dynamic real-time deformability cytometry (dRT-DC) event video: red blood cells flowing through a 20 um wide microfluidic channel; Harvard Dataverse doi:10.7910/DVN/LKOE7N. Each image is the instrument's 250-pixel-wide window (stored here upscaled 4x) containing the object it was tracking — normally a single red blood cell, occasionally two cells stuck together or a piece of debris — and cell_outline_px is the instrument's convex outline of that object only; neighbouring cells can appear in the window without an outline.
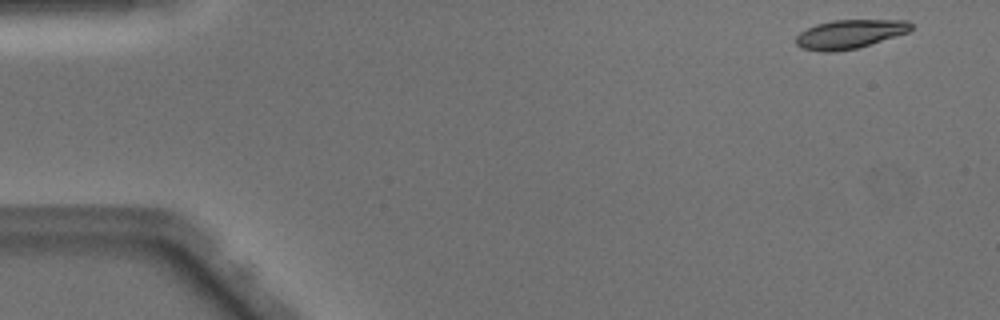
{"species": "Egyptian fruit bat (a non-hibernating species)", "species_latin": "Rousettus aegyptiacus", "temperature_condition": "warm", "stored_images_in_passage": 47, "camera_frame_rate_fps": 3000, "um_per_image_px": 0.085, "animal": {"sex": "male"}, "frame": {"image": 1, "passage_image": 1, "time_ms": 0.0, "image_size_px": [1000, 320], "cell_outline_px": [[912, 28], [908, 32], [856, 48], [836, 52], [820, 52], [800, 48], [796, 44], [796, 36], [800, 32], [816, 24], [832, 20], [908, 20], [912, 24]], "centroid_in_image_um": [72.18, 2.9], "position_along_channel_um": 12.8, "area_um2": 19.31}}
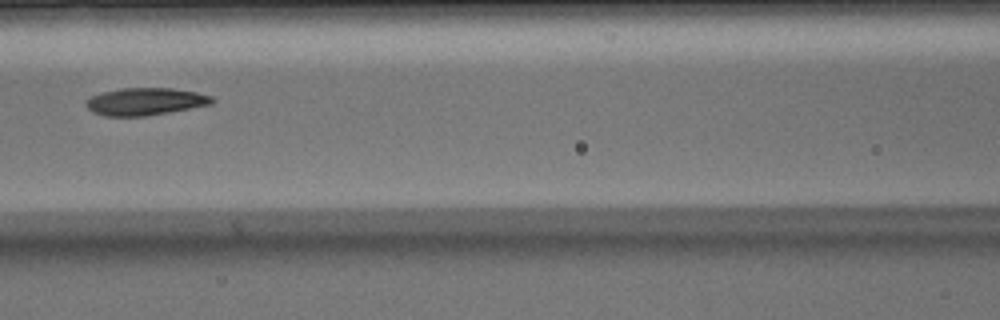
{"frame": {"image": 2, "passage_image": 20, "time_ms": 6.333, "image_size_px": [1000, 320], "cell_outline_px": [[216, 100], [212, 104], [168, 112], [144, 116], [104, 116], [92, 112], [84, 104], [84, 100], [92, 96], [104, 92], [120, 88], [172, 88], [196, 92], [212, 96]], "centroid_in_image_um": [12.33, 8.63], "position_along_channel_um": 154.3, "area_um2": 20.11}}
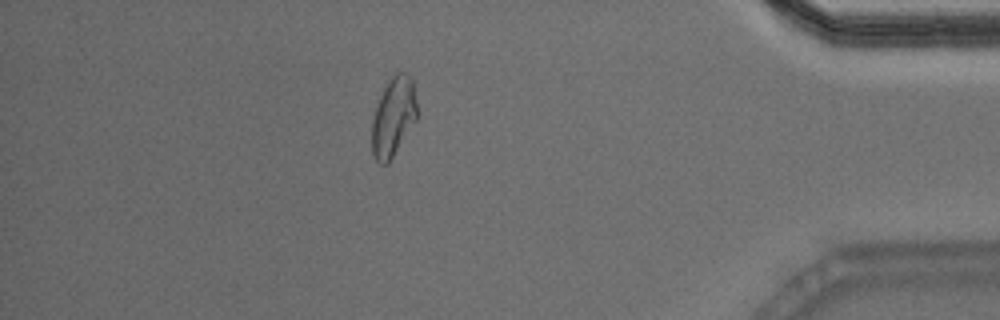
{"frame": {"image": 3, "passage_image": 41, "time_ms": 13.333, "image_size_px": [1000, 320], "cell_outline_px": [[416, 120], [388, 164], [380, 164], [376, 160], [372, 152], [372, 120], [380, 96], [388, 80], [396, 72], [404, 72], [412, 80], [416, 100]], "centroid_in_image_um": [33.42, 9.94], "position_along_channel_um": 401.8, "area_um2": 20.52}, "authors_computed_cell_mechanics": {"area_um2": 20.2878, "velocity_mm_per_s": 4.1076, "shape_relaxation_time_tau1_ms": 5.5567, "shape_relaxation_time_tau2_ms": 3.691, "deformation_change_tau1": 0.1923, "deformation_change_tau2": 0.1182}}